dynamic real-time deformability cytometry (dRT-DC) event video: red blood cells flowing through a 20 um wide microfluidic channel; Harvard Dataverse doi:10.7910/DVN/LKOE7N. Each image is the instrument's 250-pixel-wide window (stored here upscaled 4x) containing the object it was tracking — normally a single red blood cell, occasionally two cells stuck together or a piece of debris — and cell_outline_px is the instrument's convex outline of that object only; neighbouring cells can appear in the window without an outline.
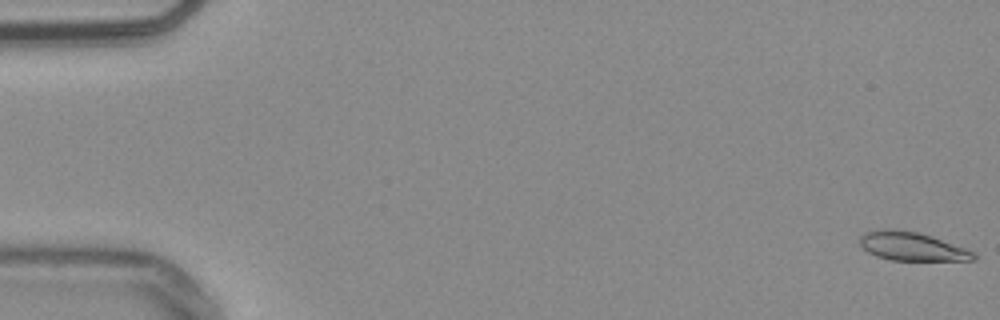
{"species": "common noctule bat (a hibernating species)", "species_latin": "Nyctalus noctula", "temperature_condition": "warm", "stored_images_in_passage": 54, "camera_frame_rate_fps": 3000, "um_per_image_px": 0.085, "animal": {"sex": "male", "body_mass_g": 20.4}, "frame": {"image": 1, "passage_image": 1, "time_ms": 0.0, "image_size_px": [1000, 320], "cell_outline_px": [[976, 260], [892, 260], [876, 256], [868, 252], [860, 244], [860, 236], [864, 232], [880, 228], [896, 228], [920, 232], [932, 236], [976, 252]], "centroid_in_image_um": [77.49, 20.92], "position_along_channel_um": 7.5, "area_um2": 19.19}}
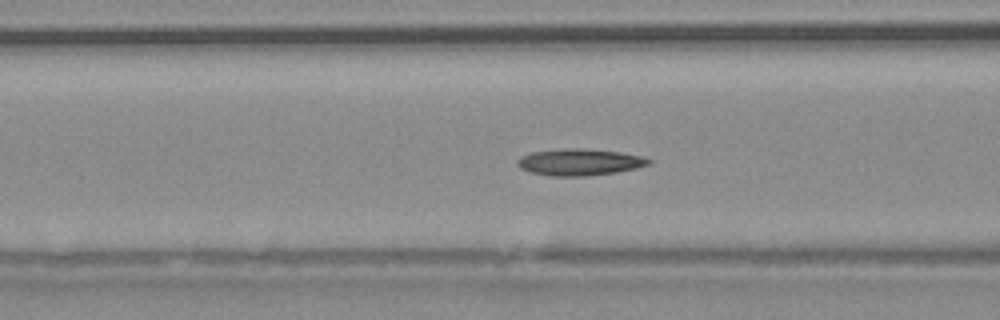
{"frame": {"image": 2, "passage_image": 22, "time_ms": 7.0, "image_size_px": [1000, 320], "cell_outline_px": [[652, 164], [636, 168], [616, 172], [584, 176], [548, 176], [532, 172], [520, 168], [516, 164], [516, 160], [520, 156], [532, 152], [564, 148], [584, 148], [620, 152], [640, 156], [652, 160]], "centroid_in_image_um": [49.24, 13.77], "position_along_channel_um": 117.4, "area_um2": 20.46}}
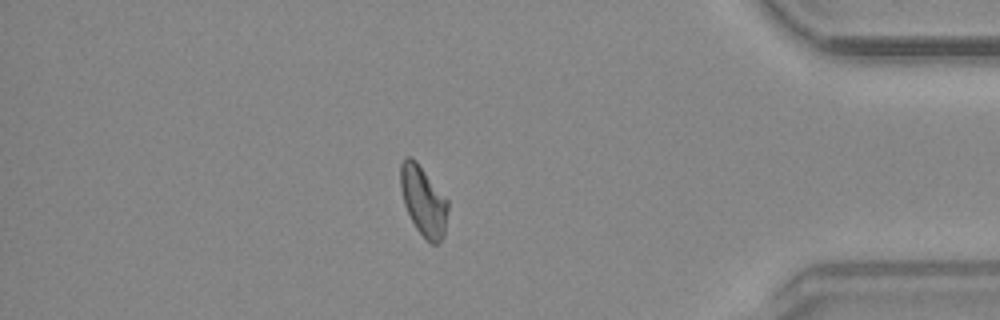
{"frame": {"image": 3, "passage_image": 47, "time_ms": 15.333, "image_size_px": [1000, 320], "cell_outline_px": [[448, 208], [444, 236], [436, 244], [432, 244], [416, 228], [404, 204], [400, 188], [400, 164], [404, 156], [412, 156], [416, 160], [448, 200]], "centroid_in_image_um": [35.97, 17.03], "position_along_channel_um": 399.2, "area_um2": 19.19}, "authors_computed_cell_mechanics": {"area_um2": 19.2474, "velocity_mm_per_s": 3.79, "shape_relaxation_time_tau1_ms": null, "shape_relaxation_time_tau2_ms": 5.9793, "deformation_change_tau1": null, "deformation_change_tau2": 0.1242}}